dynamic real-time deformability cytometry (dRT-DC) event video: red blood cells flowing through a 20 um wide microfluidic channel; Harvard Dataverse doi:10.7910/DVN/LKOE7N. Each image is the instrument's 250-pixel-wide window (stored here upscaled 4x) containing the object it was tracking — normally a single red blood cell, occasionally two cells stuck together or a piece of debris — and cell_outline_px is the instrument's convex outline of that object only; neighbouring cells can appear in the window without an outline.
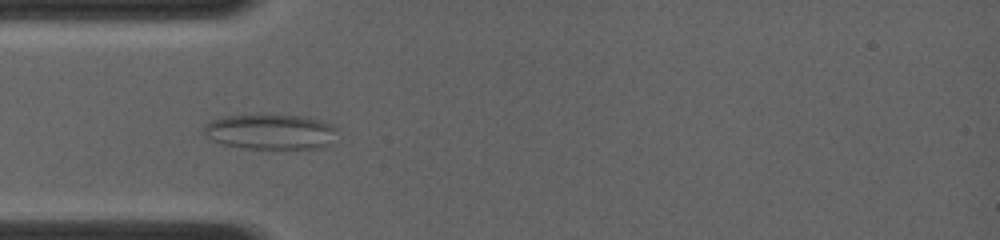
{"species": "common noctule bat (a hibernating species)", "species_latin": "Nyctalus noctula", "temperature_condition": "room temperature", "stored_images_in_passage": 7, "camera_frame_rate_fps": 4000, "um_per_image_px": 0.085, "animal": {"sex": "female", "body_mass_g": 19.0, "forearm_length_mm": 56.7}, "frame": {"image": 1, "passage_image": 6, "time_ms": 3.75, "image_size_px": [1000, 240], "cell_outline_px": [[336, 128], [328, 144], [320, 148], [240, 148], [208, 140], [200, 132], [204, 124], [212, 120], [224, 116], [300, 116], [320, 120], [332, 124]], "centroid_in_image_um": [22.87, 11.21], "position_along_channel_um": 62.1, "area_um2": 27.05}}
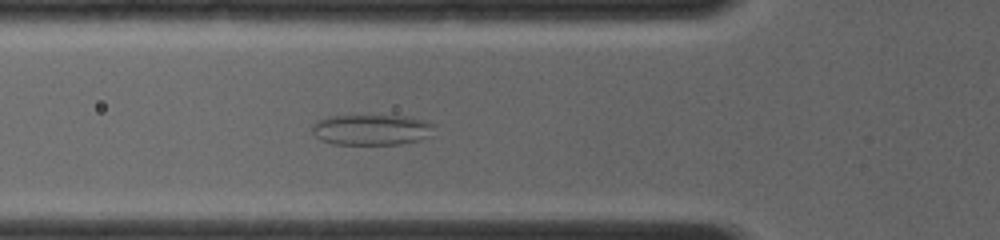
{"frame": {"image": 2, "passage_image": 7, "time_ms": 4.5, "image_size_px": [1000, 240], "cell_outline_px": [[436, 124], [432, 136], [420, 140], [400, 144], [332, 144], [320, 140], [312, 132], [312, 124], [316, 120], [328, 116], [404, 116], [428, 120]], "centroid_in_image_um": [31.62, 11.03], "position_along_channel_um": 94.2, "area_um2": 22.2}}